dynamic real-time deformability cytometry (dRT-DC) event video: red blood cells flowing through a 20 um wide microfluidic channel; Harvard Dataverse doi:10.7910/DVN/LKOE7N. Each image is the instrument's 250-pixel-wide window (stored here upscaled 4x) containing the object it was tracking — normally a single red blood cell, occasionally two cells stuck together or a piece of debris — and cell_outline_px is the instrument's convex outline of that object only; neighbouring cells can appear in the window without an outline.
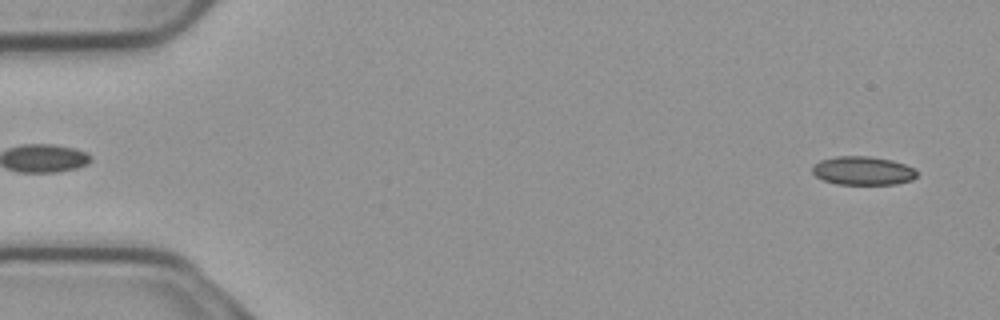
{"species": "common noctule bat (a hibernating species)", "species_latin": "Nyctalus noctula", "temperature_condition": "cold", "stored_images_in_passage": 54, "camera_frame_rate_fps": 3000, "um_per_image_px": 0.085, "animal": {"sex": "male", "body_mass_g": 23.1, "forearm_length_mm": 52.7}, "frame": {"image": 1, "passage_image": 2, "time_ms": 0.333, "image_size_px": [1000, 320], "cell_outline_px": [[916, 176], [912, 180], [896, 184], [836, 184], [824, 180], [816, 176], [812, 172], [812, 168], [820, 160], [836, 156], [868, 156], [892, 160], [904, 164], [912, 168], [916, 172]], "centroid_in_image_um": [73.33, 14.51], "position_along_channel_um": 11.7, "area_um2": 17.28}}
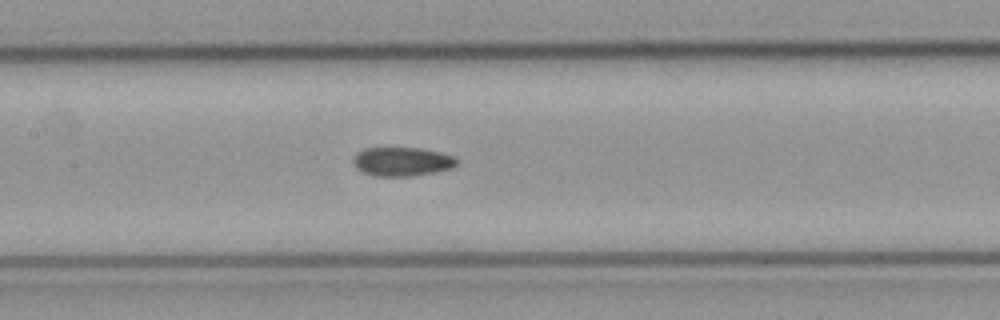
{"frame": {"image": 2, "passage_image": 25, "time_ms": 8.0, "image_size_px": [1000, 320], "cell_outline_px": [[460, 164], [452, 168], [436, 172], [412, 176], [376, 176], [364, 172], [356, 168], [352, 160], [356, 152], [364, 148], [420, 148], [440, 152], [452, 156], [460, 160]], "centroid_in_image_um": [34.2, 13.73], "position_along_channel_um": 173.2, "area_um2": 17.63}}
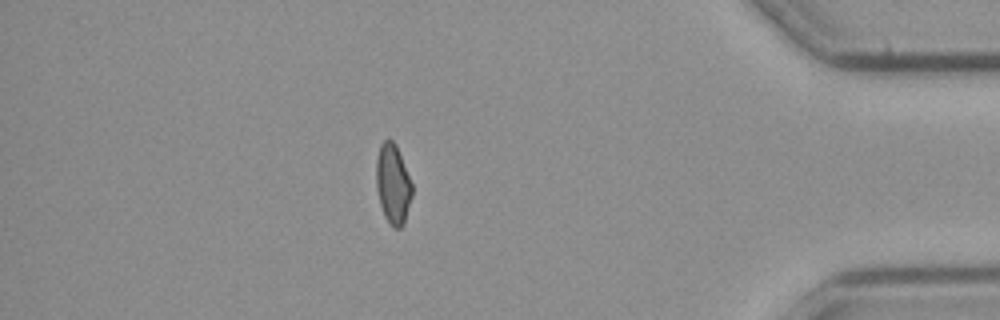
{"frame": {"image": 3, "passage_image": 47, "time_ms": 15.333, "image_size_px": [1000, 320], "cell_outline_px": [[412, 196], [404, 224], [400, 228], [392, 228], [384, 216], [380, 204], [376, 188], [376, 160], [380, 144], [384, 140], [392, 140], [396, 144], [412, 184]], "centroid_in_image_um": [33.39, 15.66], "position_along_channel_um": 401.8, "area_um2": 16.76}, "authors_computed_cell_mechanics": {"area_um2": 17.5423, "velocity_mm_per_s": 3.7196, "shape_relaxation_time_tau1_ms": null, "shape_relaxation_time_tau2_ms": 5.3118, "deformation_change_tau1": null, "deformation_change_tau2": 0.1114}}